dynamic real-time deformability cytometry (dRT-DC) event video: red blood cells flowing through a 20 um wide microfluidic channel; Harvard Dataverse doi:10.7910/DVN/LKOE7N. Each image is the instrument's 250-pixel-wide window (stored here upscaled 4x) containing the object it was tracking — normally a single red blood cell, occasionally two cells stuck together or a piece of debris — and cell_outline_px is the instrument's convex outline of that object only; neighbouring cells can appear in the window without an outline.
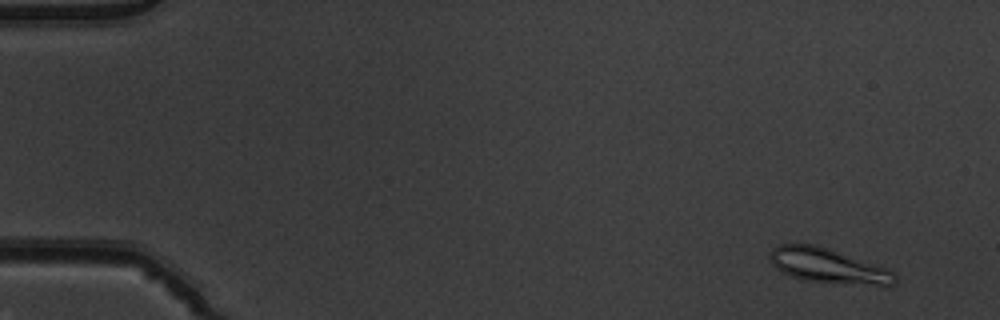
{"species": "common noctule bat (a hibernating species)", "species_latin": "Nyctalus noctula", "temperature_condition": "warm", "stored_images_in_passage": 53, "camera_frame_rate_fps": 3000, "um_per_image_px": 0.085, "animal": {"sex": "male", "body_mass_g": 19.5, "forearm_length_mm": 54.6}, "frame": {"image": 1, "passage_image": 4, "time_ms": 1.0, "image_size_px": [1000, 320], "cell_outline_px": [[896, 284], [876, 284], [804, 280], [780, 272], [768, 260], [768, 252], [772, 248], [780, 244], [816, 244], [888, 268], [896, 276]], "centroid_in_image_um": [70.29, 22.55], "position_along_channel_um": 14.7, "area_um2": 24.85}}
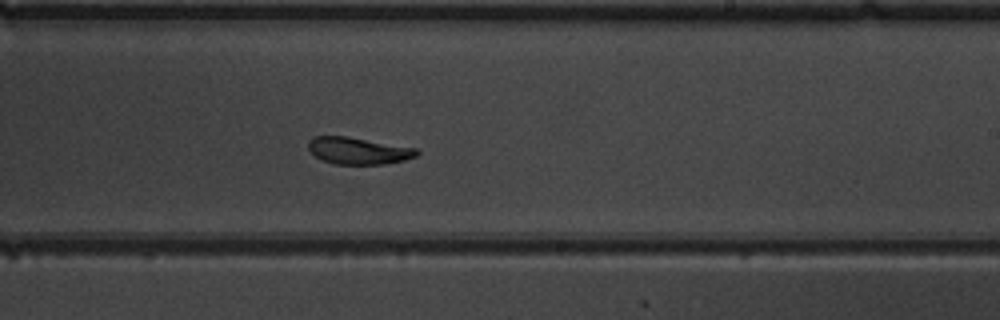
{"frame": {"image": 2, "passage_image": 33, "time_ms": 10.667, "image_size_px": [1000, 320], "cell_outline_px": [[420, 152], [416, 156], [404, 160], [384, 164], [332, 164], [316, 156], [308, 148], [308, 140], [312, 136], [348, 136], [416, 148]], "centroid_in_image_um": [30.45, 12.8], "position_along_channel_um": 258.6, "area_um2": 16.99}}
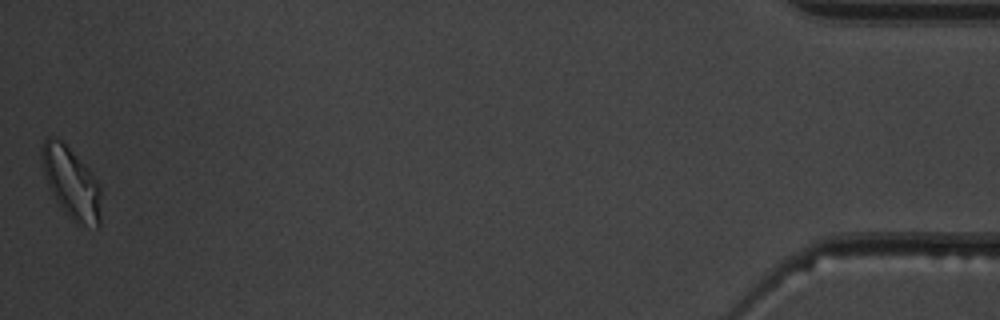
{"frame": {"image": 3, "passage_image": 53, "time_ms": 17.333, "image_size_px": [1000, 320], "cell_outline_px": [[100, 224], [96, 228], [76, 224], [68, 216], [56, 200], [48, 184], [40, 160], [40, 148], [44, 140], [48, 136], [56, 136], [92, 172], [100, 184]], "centroid_in_image_um": [6.05, 15.54], "position_along_channel_um": 429.1, "area_um2": 24.62}, "authors_computed_cell_mechanics": {"area_um2": 19.1318, "velocity_mm_per_s": 3.8657, "shape_relaxation_time_tau1_ms": 6.5068, "shape_relaxation_time_tau2_ms": 2.2741, "deformation_change_tau1": 0.1749, "deformation_change_tau2": 0.0699}}